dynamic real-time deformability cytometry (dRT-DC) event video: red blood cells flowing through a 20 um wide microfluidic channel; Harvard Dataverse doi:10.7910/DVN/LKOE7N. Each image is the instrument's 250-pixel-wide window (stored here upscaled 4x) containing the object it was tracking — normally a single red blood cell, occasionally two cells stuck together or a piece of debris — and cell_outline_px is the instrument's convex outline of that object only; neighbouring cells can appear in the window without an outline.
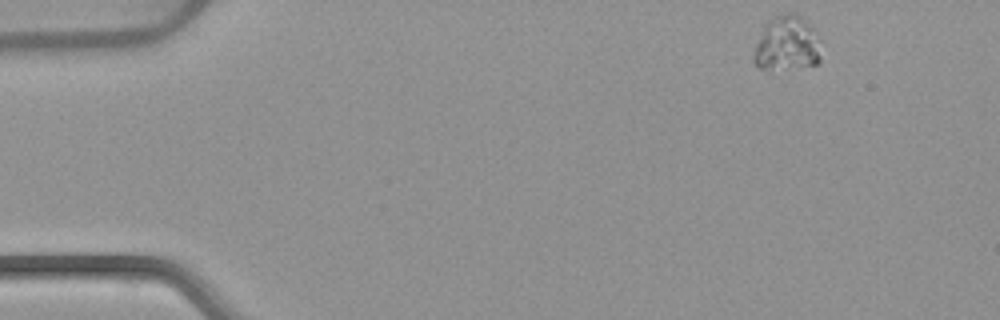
{"species": "common noctule bat (a hibernating species)", "species_latin": "Nyctalus noctula", "temperature_condition": "warm", "stored_images_in_passage": 49, "camera_frame_rate_fps": 3000, "um_per_image_px": 0.085, "animal": {"sex": "female", "body_mass_g": 22.7, "forearm_length_mm": 54.2}, "frame": {"image": 1, "passage_image": 1, "time_ms": 0.0, "image_size_px": [1000, 320], "cell_outline_px": [[820, 64], [784, 68], [760, 68], [752, 60], [752, 56], [756, 44], [768, 20], [776, 16], [788, 12], [792, 12], [800, 16], [812, 28], [820, 56]], "centroid_in_image_um": [66.84, 3.71], "position_along_channel_um": 18.2, "area_um2": 20.69}}
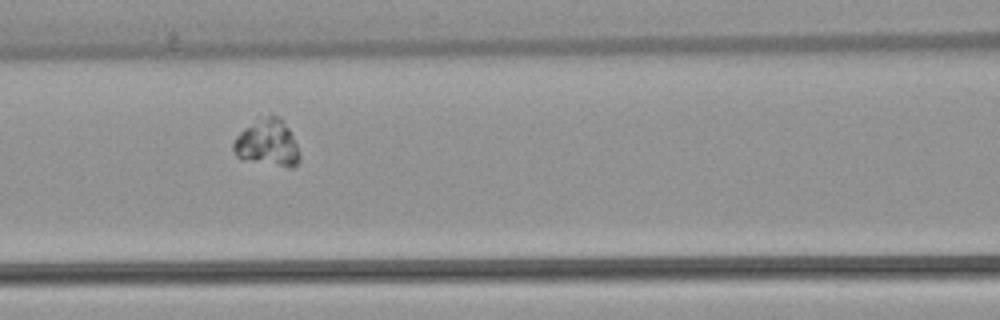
{"frame": {"image": 2, "passage_image": 19, "time_ms": 6.0, "image_size_px": [1000, 320], "cell_outline_px": [[300, 160], [292, 168], [288, 168], [240, 160], [236, 156], [232, 148], [232, 140], [244, 128], [268, 116], [280, 116], [288, 128], [296, 144], [300, 156]], "centroid_in_image_um": [22.7, 12.22], "position_along_channel_um": 143.9, "area_um2": 18.09}}
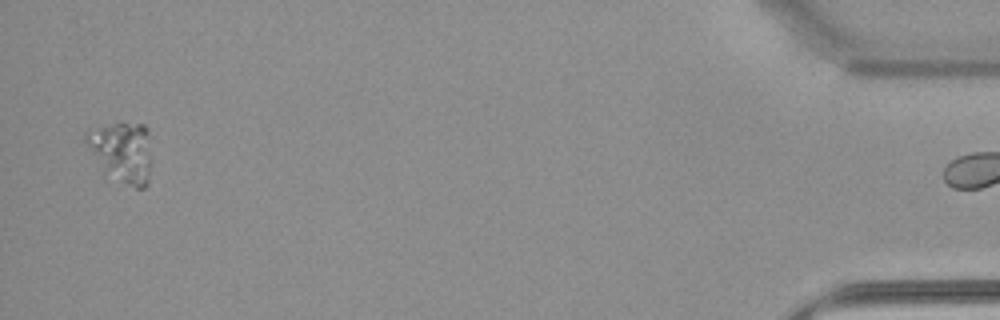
{"frame": {"image": 3, "passage_image": 48, "time_ms": 15.667, "image_size_px": [1000, 320], "cell_outline_px": [[148, 184], [144, 188], [136, 188], [104, 180], [84, 140], [84, 132], [120, 120], [144, 124], [148, 128]], "centroid_in_image_um": [10.27, 12.95], "position_along_channel_um": 424.9, "area_um2": 24.33}, "authors_computed_cell_mechanics": {"area_um2": 18.207, "velocity_mm_per_s": 3.778, "shape_relaxation_time_tau1_ms": 0.9573, "shape_relaxation_time_tau2_ms": null, "deformation_change_tau1": 0.0087, "deformation_change_tau2": null}}